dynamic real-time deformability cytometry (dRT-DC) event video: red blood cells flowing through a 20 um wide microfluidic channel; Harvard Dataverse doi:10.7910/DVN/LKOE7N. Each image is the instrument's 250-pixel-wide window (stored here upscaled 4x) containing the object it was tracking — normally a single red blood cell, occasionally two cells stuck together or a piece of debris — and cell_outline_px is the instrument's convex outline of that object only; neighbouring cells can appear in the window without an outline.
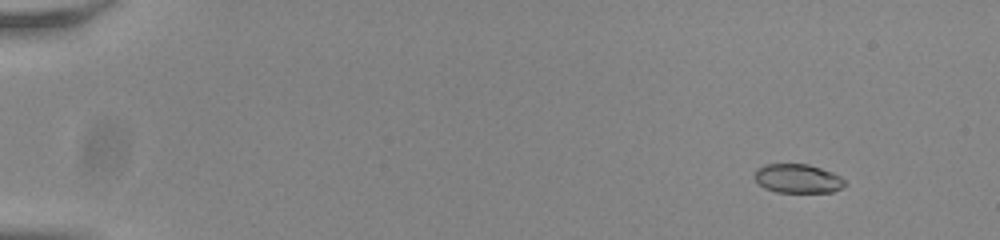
{"species": "common noctule bat (a hibernating species)", "species_latin": "Nyctalus noctula", "temperature_condition": "room temperature", "stored_images_in_passage": 19, "camera_frame_rate_fps": 3000, "um_per_image_px": 0.085, "animal": {"sex": "male", "body_mass_g": 20.0, "forearm_length_mm": 53.3}, "frame": {"image": 1, "passage_image": 7, "time_ms": 2.0, "image_size_px": [1000, 240], "cell_outline_px": [[848, 184], [832, 192], [776, 192], [764, 188], [752, 176], [756, 168], [764, 164], [808, 164], [832, 172], [840, 176]], "centroid_in_image_um": [67.78, 15.17], "position_along_channel_um": 17.2, "area_um2": 15.37}}